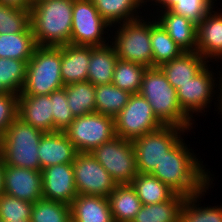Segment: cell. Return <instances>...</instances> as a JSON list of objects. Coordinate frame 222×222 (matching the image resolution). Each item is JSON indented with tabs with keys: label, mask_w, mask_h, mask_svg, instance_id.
Listing matches in <instances>:
<instances>
[{
	"label": "cell",
	"mask_w": 222,
	"mask_h": 222,
	"mask_svg": "<svg viewBox=\"0 0 222 222\" xmlns=\"http://www.w3.org/2000/svg\"><path fill=\"white\" fill-rule=\"evenodd\" d=\"M101 17L111 26L135 20L142 13L143 0H91Z\"/></svg>",
	"instance_id": "24"
},
{
	"label": "cell",
	"mask_w": 222,
	"mask_h": 222,
	"mask_svg": "<svg viewBox=\"0 0 222 222\" xmlns=\"http://www.w3.org/2000/svg\"><path fill=\"white\" fill-rule=\"evenodd\" d=\"M70 219L68 204L42 198L32 205L31 222H69Z\"/></svg>",
	"instance_id": "36"
},
{
	"label": "cell",
	"mask_w": 222,
	"mask_h": 222,
	"mask_svg": "<svg viewBox=\"0 0 222 222\" xmlns=\"http://www.w3.org/2000/svg\"><path fill=\"white\" fill-rule=\"evenodd\" d=\"M183 138L168 150L151 175L175 193L190 197L204 191L214 182L215 175L211 174L198 156L199 153H194V149Z\"/></svg>",
	"instance_id": "1"
},
{
	"label": "cell",
	"mask_w": 222,
	"mask_h": 222,
	"mask_svg": "<svg viewBox=\"0 0 222 222\" xmlns=\"http://www.w3.org/2000/svg\"><path fill=\"white\" fill-rule=\"evenodd\" d=\"M3 193L31 203L43 198L42 171L4 165Z\"/></svg>",
	"instance_id": "15"
},
{
	"label": "cell",
	"mask_w": 222,
	"mask_h": 222,
	"mask_svg": "<svg viewBox=\"0 0 222 222\" xmlns=\"http://www.w3.org/2000/svg\"><path fill=\"white\" fill-rule=\"evenodd\" d=\"M30 25V10L0 4V34L23 32Z\"/></svg>",
	"instance_id": "37"
},
{
	"label": "cell",
	"mask_w": 222,
	"mask_h": 222,
	"mask_svg": "<svg viewBox=\"0 0 222 222\" xmlns=\"http://www.w3.org/2000/svg\"><path fill=\"white\" fill-rule=\"evenodd\" d=\"M211 65L213 66L214 64L208 63L190 81L180 85L176 90L180 107L194 122L197 119L195 118L196 115L200 117V115L203 116L205 112L207 113V111L211 110L210 107L213 106L212 100L216 101L214 103V107H217L215 111L219 110L221 77L218 72L220 71L218 70L215 73L214 66L212 67Z\"/></svg>",
	"instance_id": "7"
},
{
	"label": "cell",
	"mask_w": 222,
	"mask_h": 222,
	"mask_svg": "<svg viewBox=\"0 0 222 222\" xmlns=\"http://www.w3.org/2000/svg\"><path fill=\"white\" fill-rule=\"evenodd\" d=\"M33 203L20 200L6 193L0 194V218L2 221H20L31 219Z\"/></svg>",
	"instance_id": "39"
},
{
	"label": "cell",
	"mask_w": 222,
	"mask_h": 222,
	"mask_svg": "<svg viewBox=\"0 0 222 222\" xmlns=\"http://www.w3.org/2000/svg\"><path fill=\"white\" fill-rule=\"evenodd\" d=\"M185 199L175 193L165 202L142 205L132 222H179V211Z\"/></svg>",
	"instance_id": "30"
},
{
	"label": "cell",
	"mask_w": 222,
	"mask_h": 222,
	"mask_svg": "<svg viewBox=\"0 0 222 222\" xmlns=\"http://www.w3.org/2000/svg\"><path fill=\"white\" fill-rule=\"evenodd\" d=\"M116 136L133 141L162 127L149 102L140 94H132L126 106L114 118Z\"/></svg>",
	"instance_id": "12"
},
{
	"label": "cell",
	"mask_w": 222,
	"mask_h": 222,
	"mask_svg": "<svg viewBox=\"0 0 222 222\" xmlns=\"http://www.w3.org/2000/svg\"><path fill=\"white\" fill-rule=\"evenodd\" d=\"M43 198L71 205L78 195L72 163L42 169Z\"/></svg>",
	"instance_id": "14"
},
{
	"label": "cell",
	"mask_w": 222,
	"mask_h": 222,
	"mask_svg": "<svg viewBox=\"0 0 222 222\" xmlns=\"http://www.w3.org/2000/svg\"><path fill=\"white\" fill-rule=\"evenodd\" d=\"M207 64L208 62L198 52H183L179 57L159 68L171 86L177 90L180 85L190 81Z\"/></svg>",
	"instance_id": "22"
},
{
	"label": "cell",
	"mask_w": 222,
	"mask_h": 222,
	"mask_svg": "<svg viewBox=\"0 0 222 222\" xmlns=\"http://www.w3.org/2000/svg\"><path fill=\"white\" fill-rule=\"evenodd\" d=\"M220 105H219V111H218V114L220 113V115H222V80H221V83H220ZM222 118V117H221Z\"/></svg>",
	"instance_id": "43"
},
{
	"label": "cell",
	"mask_w": 222,
	"mask_h": 222,
	"mask_svg": "<svg viewBox=\"0 0 222 222\" xmlns=\"http://www.w3.org/2000/svg\"><path fill=\"white\" fill-rule=\"evenodd\" d=\"M146 69L147 67L141 64L118 59L112 84L130 94H139Z\"/></svg>",
	"instance_id": "35"
},
{
	"label": "cell",
	"mask_w": 222,
	"mask_h": 222,
	"mask_svg": "<svg viewBox=\"0 0 222 222\" xmlns=\"http://www.w3.org/2000/svg\"><path fill=\"white\" fill-rule=\"evenodd\" d=\"M216 1L217 0H143L144 9L142 12L144 11L145 14H153L152 16H154L159 11L170 10L198 25L213 7L217 5ZM152 10L154 11L152 12Z\"/></svg>",
	"instance_id": "20"
},
{
	"label": "cell",
	"mask_w": 222,
	"mask_h": 222,
	"mask_svg": "<svg viewBox=\"0 0 222 222\" xmlns=\"http://www.w3.org/2000/svg\"><path fill=\"white\" fill-rule=\"evenodd\" d=\"M185 128L163 125L155 131L148 132L132 141L136 154L138 173L151 174L157 165L182 137L188 133Z\"/></svg>",
	"instance_id": "8"
},
{
	"label": "cell",
	"mask_w": 222,
	"mask_h": 222,
	"mask_svg": "<svg viewBox=\"0 0 222 222\" xmlns=\"http://www.w3.org/2000/svg\"><path fill=\"white\" fill-rule=\"evenodd\" d=\"M221 64H222V59H221ZM221 72H219V73H221L220 74V77H221V80H222V69L220 70Z\"/></svg>",
	"instance_id": "46"
},
{
	"label": "cell",
	"mask_w": 222,
	"mask_h": 222,
	"mask_svg": "<svg viewBox=\"0 0 222 222\" xmlns=\"http://www.w3.org/2000/svg\"><path fill=\"white\" fill-rule=\"evenodd\" d=\"M3 222H31L30 219H20V221H3Z\"/></svg>",
	"instance_id": "44"
},
{
	"label": "cell",
	"mask_w": 222,
	"mask_h": 222,
	"mask_svg": "<svg viewBox=\"0 0 222 222\" xmlns=\"http://www.w3.org/2000/svg\"><path fill=\"white\" fill-rule=\"evenodd\" d=\"M4 162L0 158V194L3 193L4 188Z\"/></svg>",
	"instance_id": "42"
},
{
	"label": "cell",
	"mask_w": 222,
	"mask_h": 222,
	"mask_svg": "<svg viewBox=\"0 0 222 222\" xmlns=\"http://www.w3.org/2000/svg\"><path fill=\"white\" fill-rule=\"evenodd\" d=\"M131 186L135 189L142 205L165 202L175 194L165 183L151 174L138 173Z\"/></svg>",
	"instance_id": "31"
},
{
	"label": "cell",
	"mask_w": 222,
	"mask_h": 222,
	"mask_svg": "<svg viewBox=\"0 0 222 222\" xmlns=\"http://www.w3.org/2000/svg\"><path fill=\"white\" fill-rule=\"evenodd\" d=\"M73 0H42L32 5L30 26L38 46L70 44Z\"/></svg>",
	"instance_id": "2"
},
{
	"label": "cell",
	"mask_w": 222,
	"mask_h": 222,
	"mask_svg": "<svg viewBox=\"0 0 222 222\" xmlns=\"http://www.w3.org/2000/svg\"><path fill=\"white\" fill-rule=\"evenodd\" d=\"M118 56L111 44L91 47L87 81L94 86L112 83Z\"/></svg>",
	"instance_id": "25"
},
{
	"label": "cell",
	"mask_w": 222,
	"mask_h": 222,
	"mask_svg": "<svg viewBox=\"0 0 222 222\" xmlns=\"http://www.w3.org/2000/svg\"><path fill=\"white\" fill-rule=\"evenodd\" d=\"M18 98V94L10 92L0 94V138L18 117Z\"/></svg>",
	"instance_id": "40"
},
{
	"label": "cell",
	"mask_w": 222,
	"mask_h": 222,
	"mask_svg": "<svg viewBox=\"0 0 222 222\" xmlns=\"http://www.w3.org/2000/svg\"><path fill=\"white\" fill-rule=\"evenodd\" d=\"M42 0H31L32 5Z\"/></svg>",
	"instance_id": "45"
},
{
	"label": "cell",
	"mask_w": 222,
	"mask_h": 222,
	"mask_svg": "<svg viewBox=\"0 0 222 222\" xmlns=\"http://www.w3.org/2000/svg\"><path fill=\"white\" fill-rule=\"evenodd\" d=\"M43 134L17 117L0 138V158L5 165L41 171L38 147Z\"/></svg>",
	"instance_id": "4"
},
{
	"label": "cell",
	"mask_w": 222,
	"mask_h": 222,
	"mask_svg": "<svg viewBox=\"0 0 222 222\" xmlns=\"http://www.w3.org/2000/svg\"><path fill=\"white\" fill-rule=\"evenodd\" d=\"M68 105L74 117L96 112L95 86L89 81L64 85Z\"/></svg>",
	"instance_id": "33"
},
{
	"label": "cell",
	"mask_w": 222,
	"mask_h": 222,
	"mask_svg": "<svg viewBox=\"0 0 222 222\" xmlns=\"http://www.w3.org/2000/svg\"><path fill=\"white\" fill-rule=\"evenodd\" d=\"M108 32L111 25L101 17L91 0H73L70 44L104 46L110 43Z\"/></svg>",
	"instance_id": "9"
},
{
	"label": "cell",
	"mask_w": 222,
	"mask_h": 222,
	"mask_svg": "<svg viewBox=\"0 0 222 222\" xmlns=\"http://www.w3.org/2000/svg\"><path fill=\"white\" fill-rule=\"evenodd\" d=\"M18 118L43 133L53 132L52 102L49 95H19Z\"/></svg>",
	"instance_id": "17"
},
{
	"label": "cell",
	"mask_w": 222,
	"mask_h": 222,
	"mask_svg": "<svg viewBox=\"0 0 222 222\" xmlns=\"http://www.w3.org/2000/svg\"><path fill=\"white\" fill-rule=\"evenodd\" d=\"M61 78L64 85L87 81L91 46L61 45Z\"/></svg>",
	"instance_id": "21"
},
{
	"label": "cell",
	"mask_w": 222,
	"mask_h": 222,
	"mask_svg": "<svg viewBox=\"0 0 222 222\" xmlns=\"http://www.w3.org/2000/svg\"><path fill=\"white\" fill-rule=\"evenodd\" d=\"M72 165L78 195H96L108 198L117 185L90 152L78 153Z\"/></svg>",
	"instance_id": "13"
},
{
	"label": "cell",
	"mask_w": 222,
	"mask_h": 222,
	"mask_svg": "<svg viewBox=\"0 0 222 222\" xmlns=\"http://www.w3.org/2000/svg\"><path fill=\"white\" fill-rule=\"evenodd\" d=\"M71 206L75 222H114L109 200L96 195H77Z\"/></svg>",
	"instance_id": "23"
},
{
	"label": "cell",
	"mask_w": 222,
	"mask_h": 222,
	"mask_svg": "<svg viewBox=\"0 0 222 222\" xmlns=\"http://www.w3.org/2000/svg\"><path fill=\"white\" fill-rule=\"evenodd\" d=\"M150 39L153 67H160L183 53V50L174 42L152 15L150 18Z\"/></svg>",
	"instance_id": "29"
},
{
	"label": "cell",
	"mask_w": 222,
	"mask_h": 222,
	"mask_svg": "<svg viewBox=\"0 0 222 222\" xmlns=\"http://www.w3.org/2000/svg\"><path fill=\"white\" fill-rule=\"evenodd\" d=\"M63 87L61 47L37 46L27 62L25 84L19 95H49Z\"/></svg>",
	"instance_id": "6"
},
{
	"label": "cell",
	"mask_w": 222,
	"mask_h": 222,
	"mask_svg": "<svg viewBox=\"0 0 222 222\" xmlns=\"http://www.w3.org/2000/svg\"><path fill=\"white\" fill-rule=\"evenodd\" d=\"M154 18L183 52H197V24L170 10L159 11Z\"/></svg>",
	"instance_id": "19"
},
{
	"label": "cell",
	"mask_w": 222,
	"mask_h": 222,
	"mask_svg": "<svg viewBox=\"0 0 222 222\" xmlns=\"http://www.w3.org/2000/svg\"><path fill=\"white\" fill-rule=\"evenodd\" d=\"M37 46L30 25L23 32L0 34V58L28 62Z\"/></svg>",
	"instance_id": "27"
},
{
	"label": "cell",
	"mask_w": 222,
	"mask_h": 222,
	"mask_svg": "<svg viewBox=\"0 0 222 222\" xmlns=\"http://www.w3.org/2000/svg\"><path fill=\"white\" fill-rule=\"evenodd\" d=\"M139 94L149 102L153 113L163 125L177 126L187 131L195 129V122L178 103L176 89L159 67L146 69Z\"/></svg>",
	"instance_id": "3"
},
{
	"label": "cell",
	"mask_w": 222,
	"mask_h": 222,
	"mask_svg": "<svg viewBox=\"0 0 222 222\" xmlns=\"http://www.w3.org/2000/svg\"><path fill=\"white\" fill-rule=\"evenodd\" d=\"M38 149L41 171L53 165L73 163L78 154L64 131L44 133Z\"/></svg>",
	"instance_id": "18"
},
{
	"label": "cell",
	"mask_w": 222,
	"mask_h": 222,
	"mask_svg": "<svg viewBox=\"0 0 222 222\" xmlns=\"http://www.w3.org/2000/svg\"><path fill=\"white\" fill-rule=\"evenodd\" d=\"M108 200L114 222H132L142 207L131 184L116 185Z\"/></svg>",
	"instance_id": "26"
},
{
	"label": "cell",
	"mask_w": 222,
	"mask_h": 222,
	"mask_svg": "<svg viewBox=\"0 0 222 222\" xmlns=\"http://www.w3.org/2000/svg\"><path fill=\"white\" fill-rule=\"evenodd\" d=\"M218 8V9H216ZM222 9L218 5L197 25V52L216 67L222 59ZM218 65V66H217Z\"/></svg>",
	"instance_id": "16"
},
{
	"label": "cell",
	"mask_w": 222,
	"mask_h": 222,
	"mask_svg": "<svg viewBox=\"0 0 222 222\" xmlns=\"http://www.w3.org/2000/svg\"><path fill=\"white\" fill-rule=\"evenodd\" d=\"M26 66V61L0 58V94L21 93L26 79Z\"/></svg>",
	"instance_id": "34"
},
{
	"label": "cell",
	"mask_w": 222,
	"mask_h": 222,
	"mask_svg": "<svg viewBox=\"0 0 222 222\" xmlns=\"http://www.w3.org/2000/svg\"><path fill=\"white\" fill-rule=\"evenodd\" d=\"M212 186L213 182L201 193L186 197L179 211V222H222V204L200 205Z\"/></svg>",
	"instance_id": "28"
},
{
	"label": "cell",
	"mask_w": 222,
	"mask_h": 222,
	"mask_svg": "<svg viewBox=\"0 0 222 222\" xmlns=\"http://www.w3.org/2000/svg\"><path fill=\"white\" fill-rule=\"evenodd\" d=\"M90 153L107 170L117 185L131 184L138 174L136 154L131 140L115 136Z\"/></svg>",
	"instance_id": "10"
},
{
	"label": "cell",
	"mask_w": 222,
	"mask_h": 222,
	"mask_svg": "<svg viewBox=\"0 0 222 222\" xmlns=\"http://www.w3.org/2000/svg\"><path fill=\"white\" fill-rule=\"evenodd\" d=\"M0 4L21 10H31V0H0Z\"/></svg>",
	"instance_id": "41"
},
{
	"label": "cell",
	"mask_w": 222,
	"mask_h": 222,
	"mask_svg": "<svg viewBox=\"0 0 222 222\" xmlns=\"http://www.w3.org/2000/svg\"><path fill=\"white\" fill-rule=\"evenodd\" d=\"M131 95L112 83L96 85V112L115 118L126 106Z\"/></svg>",
	"instance_id": "32"
},
{
	"label": "cell",
	"mask_w": 222,
	"mask_h": 222,
	"mask_svg": "<svg viewBox=\"0 0 222 222\" xmlns=\"http://www.w3.org/2000/svg\"><path fill=\"white\" fill-rule=\"evenodd\" d=\"M64 133L78 153H89L116 136L114 118L98 112L77 116Z\"/></svg>",
	"instance_id": "11"
},
{
	"label": "cell",
	"mask_w": 222,
	"mask_h": 222,
	"mask_svg": "<svg viewBox=\"0 0 222 222\" xmlns=\"http://www.w3.org/2000/svg\"><path fill=\"white\" fill-rule=\"evenodd\" d=\"M53 115V132L65 131L75 119L68 105L65 89H59L50 93Z\"/></svg>",
	"instance_id": "38"
},
{
	"label": "cell",
	"mask_w": 222,
	"mask_h": 222,
	"mask_svg": "<svg viewBox=\"0 0 222 222\" xmlns=\"http://www.w3.org/2000/svg\"><path fill=\"white\" fill-rule=\"evenodd\" d=\"M150 17L151 15L144 14L138 19L111 26L109 40L118 59L138 63L147 68L153 67Z\"/></svg>",
	"instance_id": "5"
}]
</instances>
